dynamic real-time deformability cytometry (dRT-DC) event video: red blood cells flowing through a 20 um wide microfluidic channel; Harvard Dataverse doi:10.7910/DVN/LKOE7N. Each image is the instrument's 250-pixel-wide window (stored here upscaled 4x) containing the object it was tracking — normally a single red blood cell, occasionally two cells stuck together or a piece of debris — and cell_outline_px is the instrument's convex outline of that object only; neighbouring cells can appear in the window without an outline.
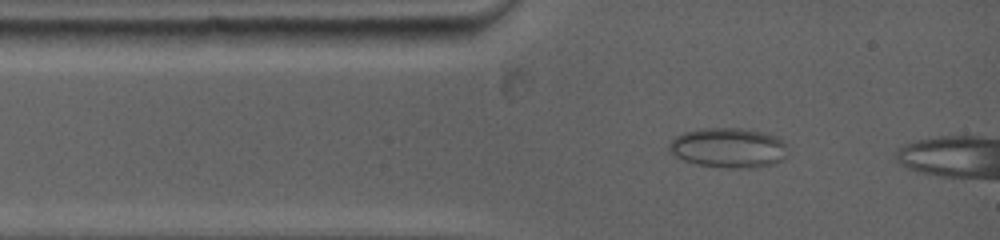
{"species": "common noctule bat (a hibernating species)", "species_latin": "Nyctalus noctula", "temperature_condition": "warm", "stored_images_in_passage": 12, "segment_of_instrument_passage": [1, 2], "camera_frame_rate_fps": 5000, "um_per_image_px": 0.085, "animal": {"sex": "female", "body_mass_g": 19.0, "forearm_length_mm": 53.3}, "frame": {"image": 1, "passage_image": 2, "time_ms": 0.6, "image_size_px": [1000, 240], "cell_outline_px": [[784, 160], [776, 164], [756, 168], [724, 168], [696, 164], [684, 160], [668, 152], [668, 144], [676, 136], [684, 132], [700, 128], [740, 128], [760, 132], [776, 136], [784, 144]], "centroid_in_image_um": [61.87, 12.58], "position_along_channel_um": 23.1, "area_um2": 27.63}}
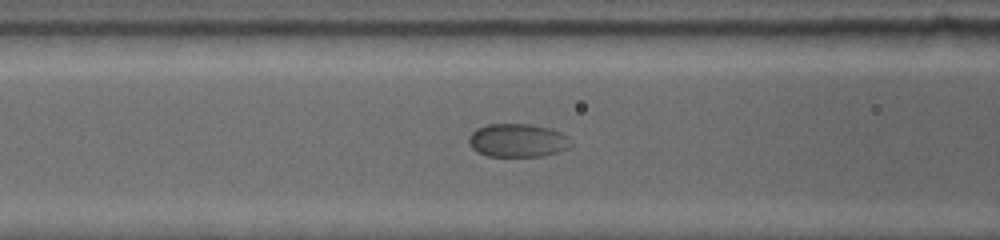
{"frame": {"image": 2, "passage_image": 8, "time_ms": 3.6, "image_size_px": [1000, 240], "cell_outline_px": [[572, 144], [568, 148], [544, 156], [488, 156], [476, 152], [468, 144], [468, 136], [476, 128], [488, 124], [532, 124], [552, 128], [568, 136], [572, 140]], "centroid_in_image_um": [43.99, 11.93], "position_along_channel_um": 122.6, "area_um2": 20.17}}
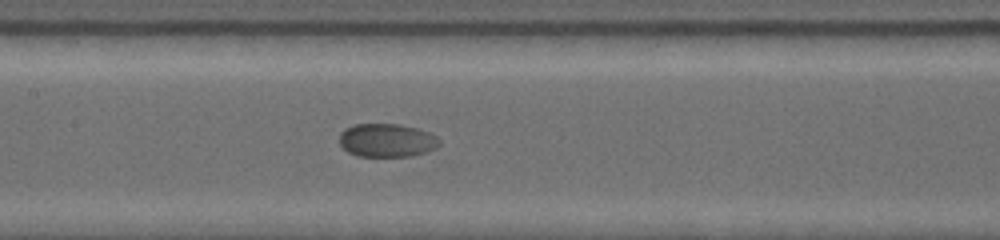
{"frame": {"image": 3, "passage_image": 11, "time_ms": 5.0, "image_size_px": [1000, 240], "cell_outline_px": [[440, 144], [436, 148], [428, 152], [412, 156], [356, 156], [348, 152], [340, 144], [340, 132], [344, 128], [356, 124], [400, 124], [416, 128], [428, 132], [436, 136], [440, 140]], "centroid_in_image_um": [32.89, 11.93], "position_along_channel_um": 174.5, "area_um2": 19.59}}